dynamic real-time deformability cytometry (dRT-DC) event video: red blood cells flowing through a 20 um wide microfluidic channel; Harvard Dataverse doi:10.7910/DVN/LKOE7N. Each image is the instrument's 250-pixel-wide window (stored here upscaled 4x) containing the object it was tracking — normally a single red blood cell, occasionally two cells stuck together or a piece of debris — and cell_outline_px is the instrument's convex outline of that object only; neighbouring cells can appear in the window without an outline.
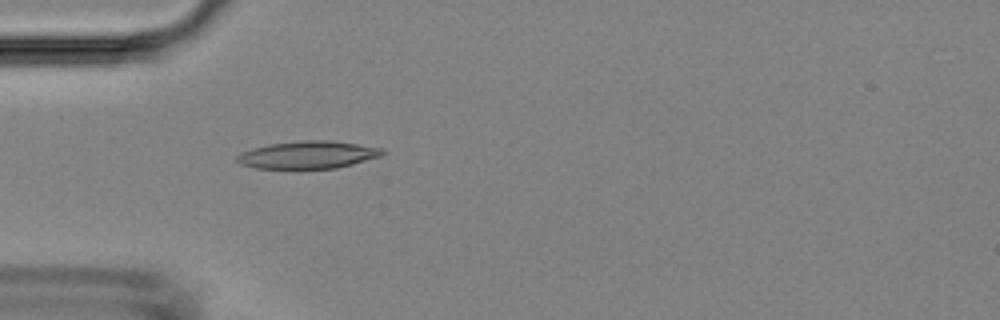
{"species": "Egyptian fruit bat (a non-hibernating species)", "species_latin": "Rousettus aegyptiacus", "temperature_condition": "room temperature", "stored_images_in_passage": 1, "camera_frame_rate_fps": 3000, "um_per_image_px": 0.085, "animal": {"sex": "female"}, "frame": {"image": 1, "passage_image": 1, "time_ms": 0.0, "image_size_px": [1000, 320], "cell_outline_px": [[384, 152], [380, 156], [352, 164], [336, 168], [256, 168], [240, 164], [236, 160], [236, 156], [240, 152], [252, 148], [268, 144], [304, 140], [328, 140], [384, 148]], "centroid_in_image_um": [26.14, 13.15], "position_along_channel_um": 58.9, "area_um2": 23.18}}